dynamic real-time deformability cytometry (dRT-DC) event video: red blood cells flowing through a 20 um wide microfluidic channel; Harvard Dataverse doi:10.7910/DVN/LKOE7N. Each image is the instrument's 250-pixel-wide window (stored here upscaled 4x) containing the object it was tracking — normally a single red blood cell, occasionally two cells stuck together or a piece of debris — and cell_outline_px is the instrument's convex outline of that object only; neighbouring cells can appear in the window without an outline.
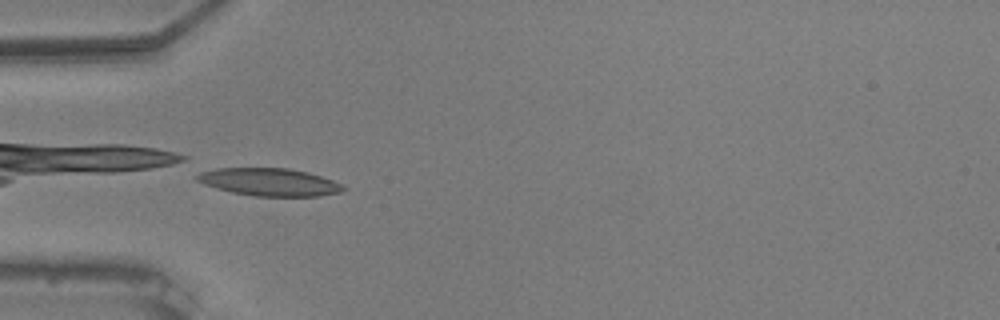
{"species": "common noctule bat (a hibernating species)", "species_latin": "Nyctalus noctula", "temperature_condition": "warm", "stored_images_in_passage": 35, "camera_frame_rate_fps": 3000, "um_per_image_px": 0.085, "animal": {"sex": "male", "body_mass_g": 20.5, "forearm_length_mm": 52.5}, "frame": {"image": 1, "passage_image": 1, "time_ms": 0.0, "image_size_px": [1000, 320], "cell_outline_px": [[348, 188], [340, 192], [320, 196], [252, 196], [232, 192], [216, 188], [204, 184], [196, 180], [196, 176], [200, 172], [216, 168], [288, 168], [308, 172], [332, 180]], "centroid_in_image_um": [22.89, 15.47], "position_along_channel_um": 62.1, "area_um2": 23.52}}
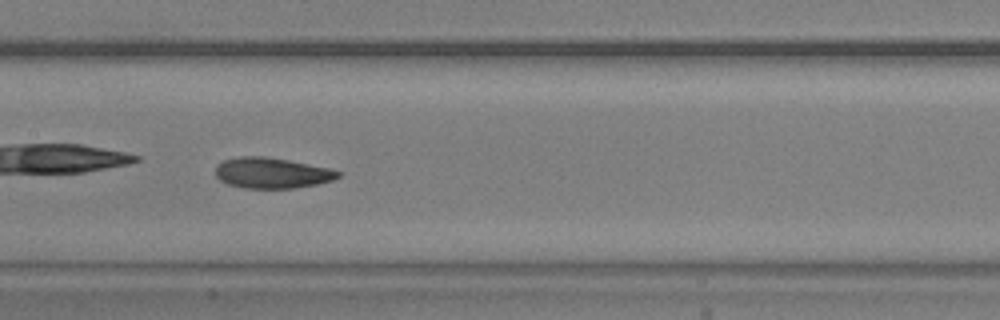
{"frame": {"image": 2, "passage_image": 11, "time_ms": 3.333, "image_size_px": [1000, 320], "cell_outline_px": [[340, 176], [332, 180], [316, 184], [296, 188], [244, 188], [228, 184], [220, 180], [216, 176], [216, 164], [224, 160], [236, 156], [264, 156], [288, 160], [328, 168], [340, 172]], "centroid_in_image_um": [23.06, 14.7], "position_along_channel_um": 184.3, "area_um2": 21.85}}
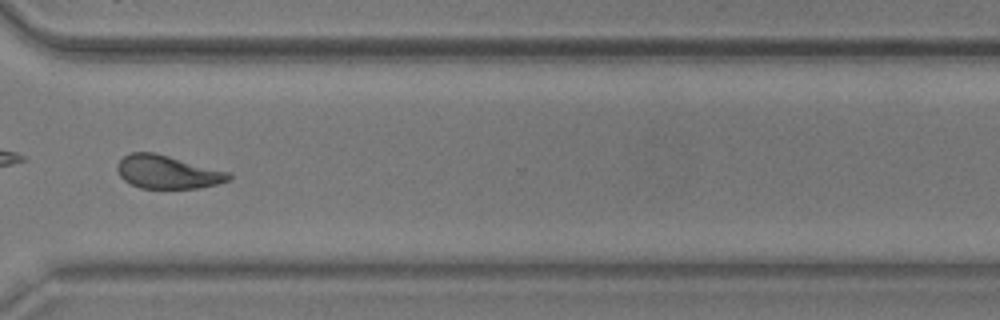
{"frame": {"image": 3, "passage_image": 25, "time_ms": 8.0, "image_size_px": [1000, 320], "cell_outline_px": [[232, 180], [200, 188], [140, 188], [124, 180], [120, 176], [116, 168], [116, 164], [124, 156], [132, 152], [152, 152], [232, 172]], "centroid_in_image_um": [14.27, 14.62], "position_along_channel_um": 356.3, "area_um2": 21.68}, "authors_computed_cell_mechanics": {"area_um2": 21.7906, "velocity_mm_per_s": 3.7017, "shape_relaxation_time_tau1_ms": 4.2109, "shape_relaxation_time_tau2_ms": 3.4669, "deformation_change_tau1": 0.1321, "deformation_change_tau2": 0.094}}